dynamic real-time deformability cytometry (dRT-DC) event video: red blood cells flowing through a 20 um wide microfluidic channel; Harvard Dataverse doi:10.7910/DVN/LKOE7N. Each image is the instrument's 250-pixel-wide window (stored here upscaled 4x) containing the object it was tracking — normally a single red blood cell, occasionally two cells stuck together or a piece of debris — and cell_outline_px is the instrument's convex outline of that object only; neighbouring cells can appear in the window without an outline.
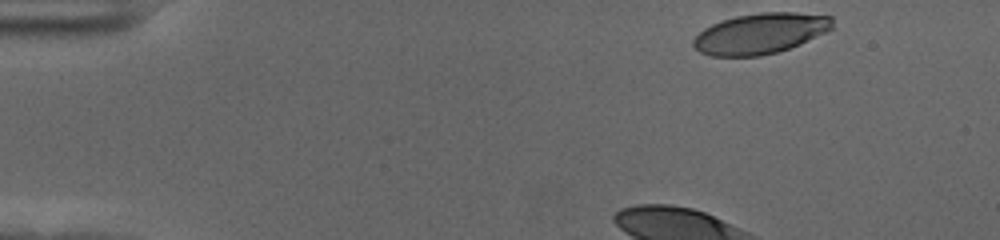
{"species": "human", "species_latin": "Homo sapiens", "temperature_condition": "cold", "stored_images_in_passage": 40, "camera_frame_rate_fps": 3000, "um_per_image_px": 0.085, "donor": {"sex": "female"}, "frame": {"image": 1, "passage_image": 1, "time_ms": 0.0, "image_size_px": [1000, 240], "cell_outline_px": [[832, 28], [800, 44], [776, 52], [760, 56], [712, 56], [700, 52], [692, 44], [692, 40], [704, 28], [720, 20], [736, 16], [760, 12], [796, 12], [832, 16]], "centroid_in_image_um": [64.6, 2.84], "position_along_channel_um": 20.4, "area_um2": 32.77}}
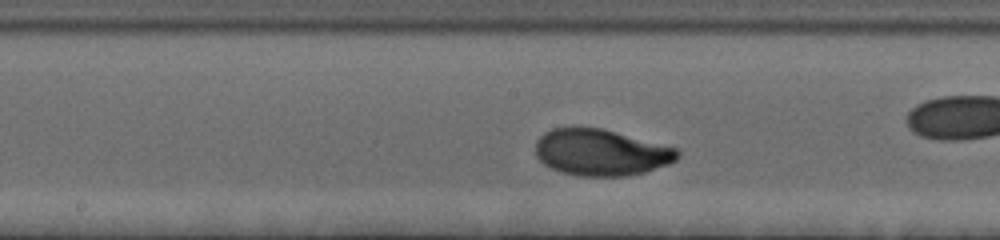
{"frame": {"image": 2, "passage_image": 22, "time_ms": 7.0, "image_size_px": [1000, 240], "cell_outline_px": [[680, 156], [676, 160], [668, 164], [644, 172], [624, 176], [580, 176], [560, 172], [544, 164], [536, 156], [536, 140], [544, 132], [552, 128], [600, 128], [676, 148], [680, 152]], "centroid_in_image_um": [51.06, 12.97], "position_along_channel_um": 197.1, "area_um2": 38.09}}
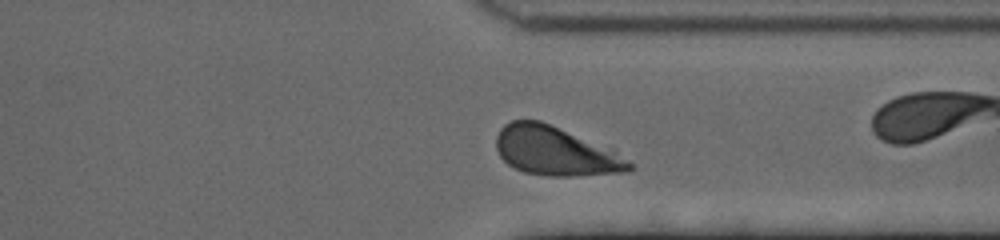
{"frame": {"image": 3, "passage_image": 36, "time_ms": 11.667, "image_size_px": [1000, 240], "cell_outline_px": [[636, 168], [628, 172], [576, 176], [548, 176], [524, 172], [508, 164], [500, 156], [496, 148], [496, 136], [500, 128], [504, 124], [512, 120], [540, 120], [612, 152], [632, 164]], "centroid_in_image_um": [47.11, 12.87], "position_along_channel_um": 364.3, "area_um2": 36.88}, "authors_computed_cell_mechanics": {"area_um2": 37.5122, "velocity_mm_per_s": 3.5791, "shape_relaxation_time_tau1_ms": 2.8039, "shape_relaxation_time_tau2_ms": null, "deformation_change_tau1": 0.1766, "deformation_change_tau2": null}}